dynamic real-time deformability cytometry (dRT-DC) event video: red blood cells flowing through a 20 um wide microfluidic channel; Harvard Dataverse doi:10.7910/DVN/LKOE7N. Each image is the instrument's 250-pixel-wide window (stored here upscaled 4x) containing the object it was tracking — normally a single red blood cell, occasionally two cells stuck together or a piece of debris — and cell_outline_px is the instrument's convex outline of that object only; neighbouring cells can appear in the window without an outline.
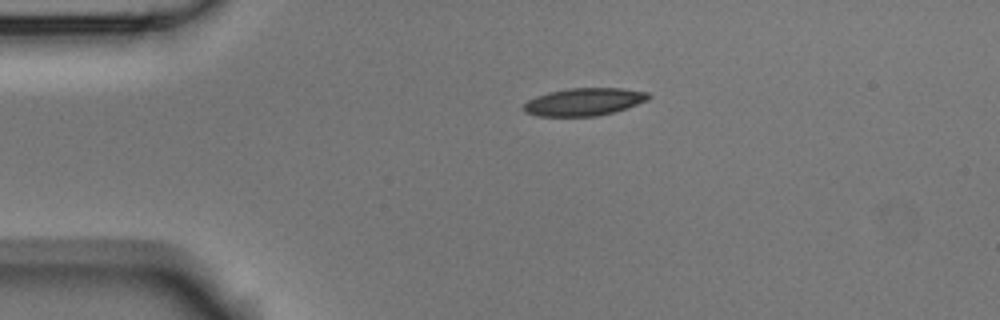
{"species": "Egyptian fruit bat (a non-hibernating species)", "species_latin": "Rousettus aegyptiacus", "temperature_condition": "room temperature", "stored_images_in_passage": 2, "camera_frame_rate_fps": 3000, "um_per_image_px": 0.085, "animal": {"sex": "male"}, "frame": {"image": 1, "passage_image": 1, "time_ms": 0.0, "image_size_px": [1000, 320], "cell_outline_px": [[652, 96], [648, 100], [612, 112], [596, 116], [536, 116], [524, 112], [524, 104], [528, 100], [536, 96], [548, 92], [568, 88], [620, 88], [648, 92]], "centroid_in_image_um": [49.62, 8.65], "position_along_channel_um": 35.4, "area_um2": 20.0}}